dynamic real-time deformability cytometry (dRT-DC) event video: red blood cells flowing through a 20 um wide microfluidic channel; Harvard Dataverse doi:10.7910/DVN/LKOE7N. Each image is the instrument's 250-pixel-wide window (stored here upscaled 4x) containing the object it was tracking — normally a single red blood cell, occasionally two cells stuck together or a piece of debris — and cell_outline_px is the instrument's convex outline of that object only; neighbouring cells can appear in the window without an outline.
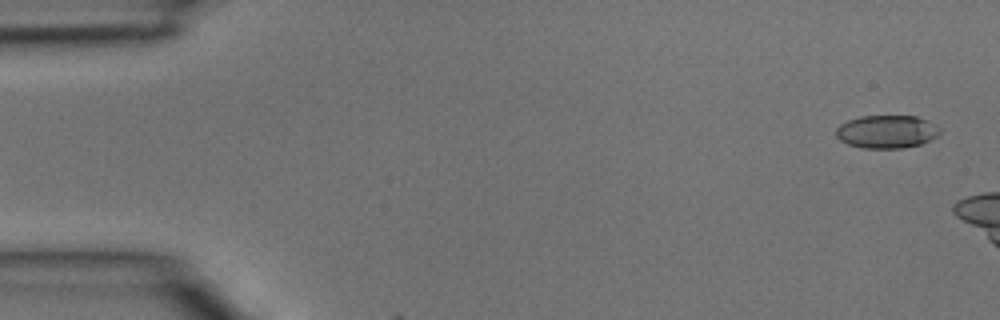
{"species": "common noctule bat (a hibernating species)", "species_latin": "Nyctalus noctula", "temperature_condition": "room temperature", "stored_images_in_passage": 2, "camera_frame_rate_fps": 3000, "um_per_image_px": 0.085, "animal": {"sex": "male", "body_mass_g": 15.6}, "frame": {"image": 1, "passage_image": 1, "time_ms": 0.0, "image_size_px": [1000, 320], "cell_outline_px": [[940, 132], [936, 136], [920, 144], [904, 148], [864, 148], [848, 144], [840, 140], [836, 136], [836, 128], [840, 124], [848, 120], [860, 116], [916, 116], [928, 120], [940, 128]], "centroid_in_image_um": [75.35, 11.19], "position_along_channel_um": 9.6, "area_um2": 19.94}}